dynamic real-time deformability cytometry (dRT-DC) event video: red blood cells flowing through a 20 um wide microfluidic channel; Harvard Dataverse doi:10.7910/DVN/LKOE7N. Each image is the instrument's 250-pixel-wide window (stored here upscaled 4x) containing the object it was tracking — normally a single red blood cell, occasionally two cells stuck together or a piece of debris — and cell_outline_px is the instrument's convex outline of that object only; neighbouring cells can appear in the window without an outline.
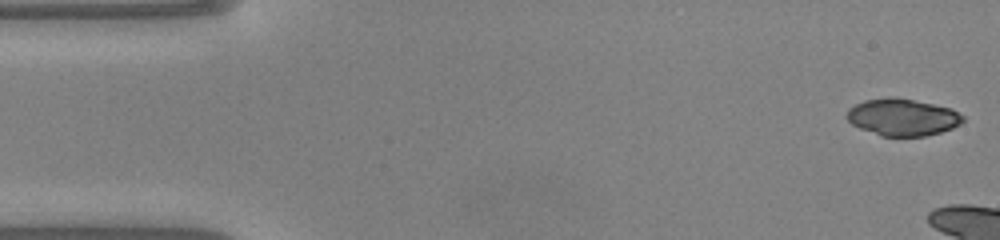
{"species": "common noctule bat (a hibernating species)", "species_latin": "Nyctalus noctula", "temperature_condition": "warm", "stored_images_in_passage": 7, "camera_frame_rate_fps": 3000, "um_per_image_px": 0.085, "animal": {"sex": "male", "body_mass_g": 20.0, "forearm_length_mm": 53.3}, "frame": {"image": 1, "passage_image": 1, "time_ms": 0.0, "image_size_px": [1000, 240], "cell_outline_px": [[964, 120], [960, 124], [952, 128], [940, 132], [924, 136], [880, 136], [860, 128], [852, 124], [844, 116], [848, 108], [864, 100], [888, 96], [896, 96], [952, 108], [964, 116]], "centroid_in_image_um": [76.69, 9.94], "position_along_channel_um": 8.3, "area_um2": 25.32}}